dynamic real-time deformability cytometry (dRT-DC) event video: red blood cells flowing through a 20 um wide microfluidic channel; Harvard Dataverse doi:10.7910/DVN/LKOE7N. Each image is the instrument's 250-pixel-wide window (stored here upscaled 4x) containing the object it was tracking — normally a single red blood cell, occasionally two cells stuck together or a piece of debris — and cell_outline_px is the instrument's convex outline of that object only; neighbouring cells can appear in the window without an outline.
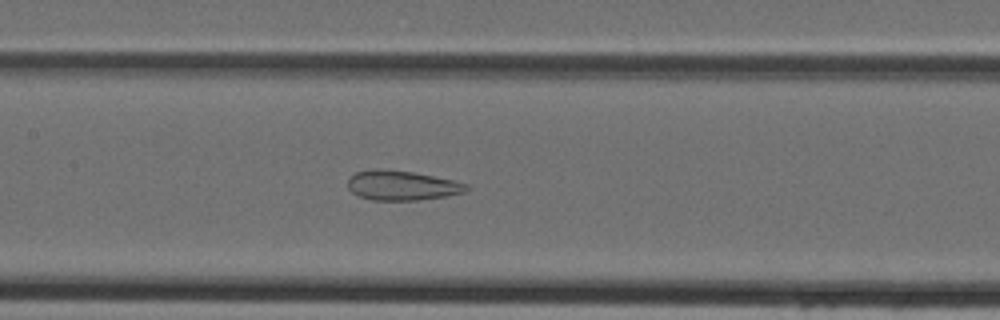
{"species": "Egyptian fruit bat (a non-hibernating species)", "species_latin": "Rousettus aegyptiacus", "temperature_condition": "cold", "stored_images_in_passage": 46, "camera_frame_rate_fps": 3000, "um_per_image_px": 0.085, "animal": {"sex": "female"}, "frame": {"image": 1, "passage_image": 22, "time_ms": 7.0, "image_size_px": [1000, 320], "cell_outline_px": [[468, 188], [464, 192], [444, 196], [420, 200], [372, 200], [356, 196], [348, 188], [348, 180], [356, 172], [376, 168], [412, 172], [452, 180], [468, 184]], "centroid_in_image_um": [34.12, 15.77], "position_along_channel_um": 173.3, "area_um2": 20.35}}
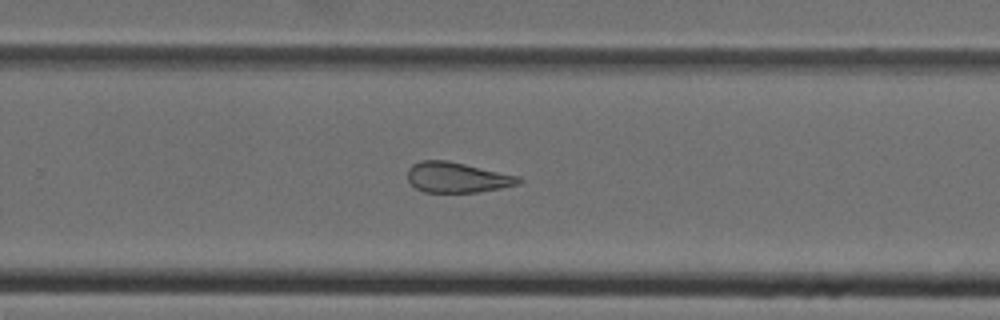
{"frame": {"image": 2, "passage_image": 30, "time_ms": 9.667, "image_size_px": [1000, 320], "cell_outline_px": [[524, 180], [520, 184], [500, 188], [476, 192], [424, 192], [416, 188], [408, 180], [408, 168], [412, 164], [420, 160], [448, 160], [520, 176]], "centroid_in_image_um": [38.87, 15.07], "position_along_channel_um": 290.9, "area_um2": 19.77}}
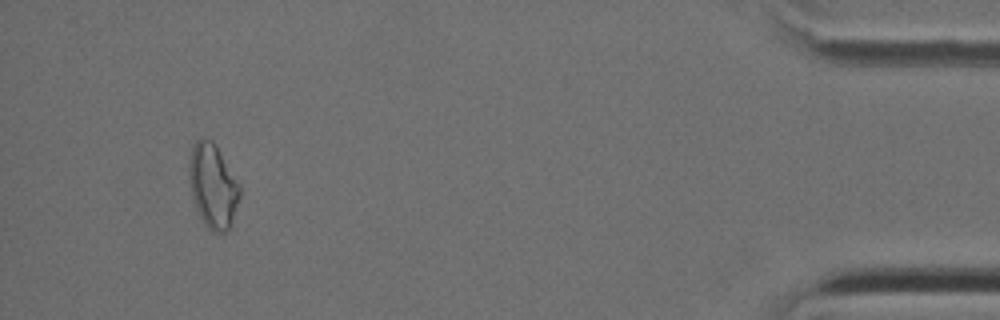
{"frame": {"image": 3, "passage_image": 43, "time_ms": 14.0, "image_size_px": [1000, 320], "cell_outline_px": [[240, 196], [228, 232], [212, 232], [204, 224], [192, 200], [188, 180], [188, 164], [192, 148], [196, 140], [200, 136], [212, 140], [240, 184]], "centroid_in_image_um": [18.07, 15.8], "position_along_channel_um": 417.1, "area_um2": 25.03}}